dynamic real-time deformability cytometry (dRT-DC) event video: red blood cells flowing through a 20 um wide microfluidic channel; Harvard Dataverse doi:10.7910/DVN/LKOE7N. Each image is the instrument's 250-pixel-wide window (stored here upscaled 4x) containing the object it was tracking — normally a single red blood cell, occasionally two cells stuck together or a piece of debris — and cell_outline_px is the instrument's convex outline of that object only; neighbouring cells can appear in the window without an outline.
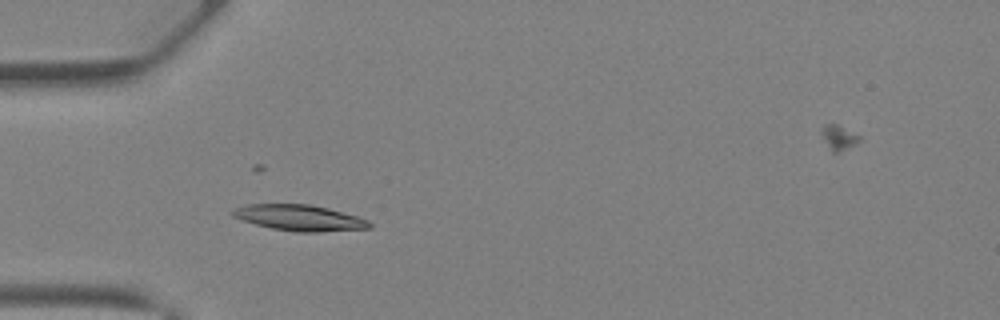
{"species": "Egyptian fruit bat (a non-hibernating species)", "species_latin": "Rousettus aegyptiacus", "temperature_condition": "warm", "stored_images_in_passage": 30, "camera_frame_rate_fps": 3000, "um_per_image_px": 0.085, "animal": {"sex": "female"}, "frame": {"image": 1, "passage_image": 2, "time_ms": 0.333, "image_size_px": [1000, 320], "cell_outline_px": [[372, 228], [316, 232], [296, 232], [272, 228], [256, 224], [232, 216], [228, 212], [232, 208], [244, 204], [308, 204], [328, 208], [356, 216], [368, 220], [372, 224]], "centroid_in_image_um": [25.41, 18.5], "position_along_channel_um": 59.6, "area_um2": 20.69}}
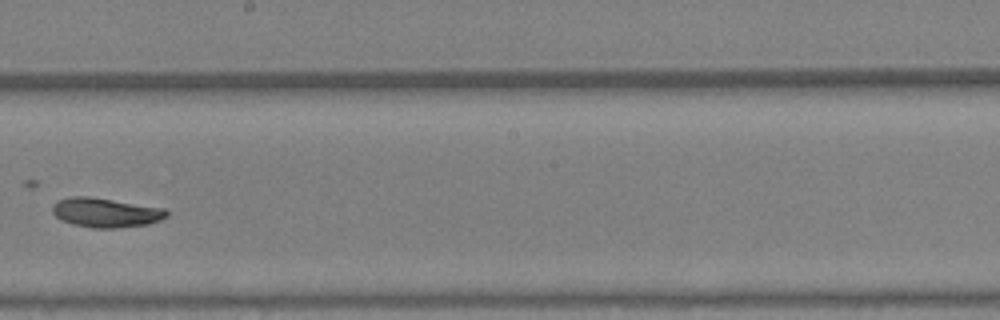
{"frame": {"image": 2, "passage_image": 13, "time_ms": 4.0, "image_size_px": [1000, 320], "cell_outline_px": [[168, 216], [160, 220], [148, 224], [116, 228], [92, 228], [72, 224], [60, 220], [52, 212], [52, 204], [56, 200], [72, 196], [88, 196], [164, 208], [168, 212]], "centroid_in_image_um": [8.95, 18.07], "position_along_channel_um": 239.3, "area_um2": 19.65}}
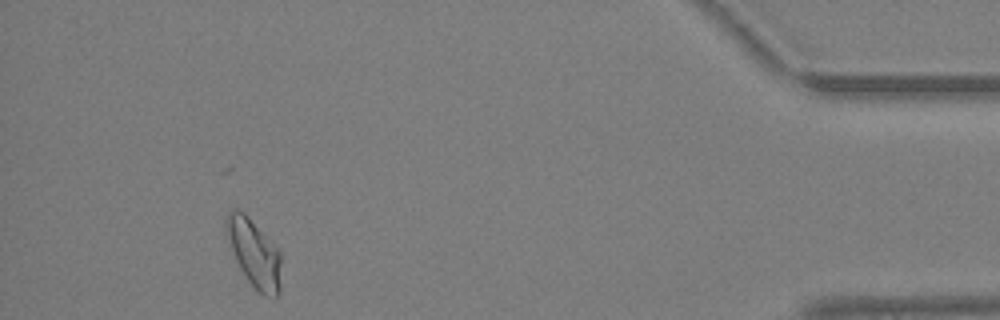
{"frame": {"image": 3, "passage_image": 27, "time_ms": 8.667, "image_size_px": [1000, 320], "cell_outline_px": [[280, 292], [276, 296], [264, 296], [248, 280], [240, 268], [224, 236], [224, 220], [228, 212], [232, 208], [236, 208], [244, 212], [248, 216], [280, 252]], "centroid_in_image_um": [21.54, 21.46], "position_along_channel_um": 413.7, "area_um2": 21.68}}